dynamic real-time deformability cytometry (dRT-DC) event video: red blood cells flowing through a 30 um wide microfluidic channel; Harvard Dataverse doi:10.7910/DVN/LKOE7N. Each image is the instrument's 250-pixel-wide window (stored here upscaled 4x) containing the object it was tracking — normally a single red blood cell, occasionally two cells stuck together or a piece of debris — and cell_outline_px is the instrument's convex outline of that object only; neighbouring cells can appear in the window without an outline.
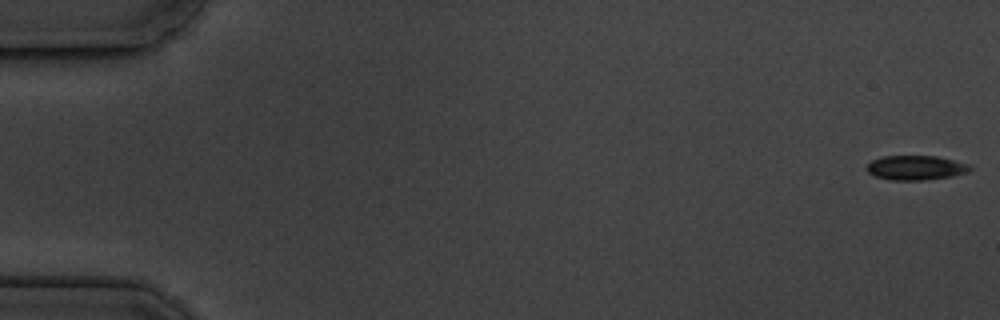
{"species": "common noctule bat (a hibernating species)", "species_latin": "Nyctalus noctula", "temperature_condition": "cold", "stored_images_in_passage": 7, "camera_frame_rate_fps": 3000, "um_per_image_px": 0.085, "animal": {"sex": "male", "body_mass_g": 19.5, "forearm_length_mm": 54.6}, "frame": {"image": 1, "passage_image": 1, "time_ms": 0.0, "image_size_px": [1000, 320], "cell_outline_px": [[972, 168], [968, 172], [952, 176], [924, 180], [892, 180], [876, 176], [868, 172], [864, 168], [872, 160], [880, 156], [936, 156], [968, 164]], "centroid_in_image_um": [77.81, 14.25], "position_along_channel_um": 7.2, "area_um2": 14.68}}